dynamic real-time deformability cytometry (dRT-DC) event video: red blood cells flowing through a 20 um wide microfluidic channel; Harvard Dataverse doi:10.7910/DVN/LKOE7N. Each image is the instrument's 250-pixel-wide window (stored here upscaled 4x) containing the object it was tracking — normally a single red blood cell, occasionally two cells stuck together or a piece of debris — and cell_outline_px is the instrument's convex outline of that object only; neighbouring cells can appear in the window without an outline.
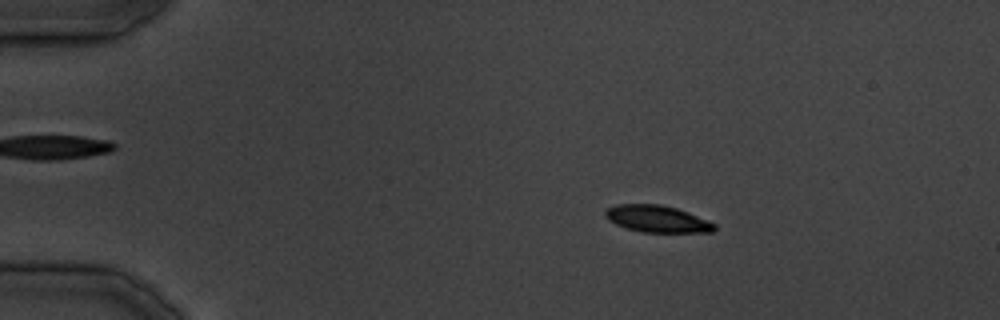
{"species": "common noctule bat (a hibernating species)", "species_latin": "Nyctalus noctula", "temperature_condition": "cold", "stored_images_in_passage": 31, "camera_frame_rate_fps": 3000, "um_per_image_px": 0.085, "animal": {"sex": "male", "body_mass_g": 19.5, "forearm_length_mm": 54.6}, "frame": {"image": 1, "passage_image": 1, "time_ms": 0.0, "image_size_px": [1000, 320], "cell_outline_px": [[716, 228], [712, 232], [640, 232], [616, 224], [608, 220], [604, 216], [604, 212], [608, 208], [616, 204], [660, 204], [676, 208], [688, 212], [708, 220], [716, 224]], "centroid_in_image_um": [55.85, 18.6], "position_along_channel_um": 29.1, "area_um2": 17.11}}
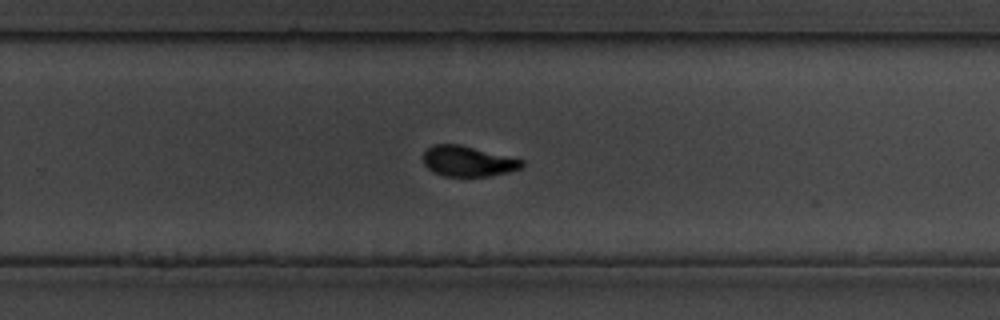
{"frame": {"image": 2, "passage_image": 19, "time_ms": 22.0, "image_size_px": [1000, 320], "cell_outline_px": [[524, 164], [520, 168], [508, 172], [488, 176], [444, 176], [432, 172], [424, 164], [424, 152], [432, 144], [460, 144], [524, 160]], "centroid_in_image_um": [39.75, 13.7], "position_along_channel_um": 290.0, "area_um2": 17.46}}
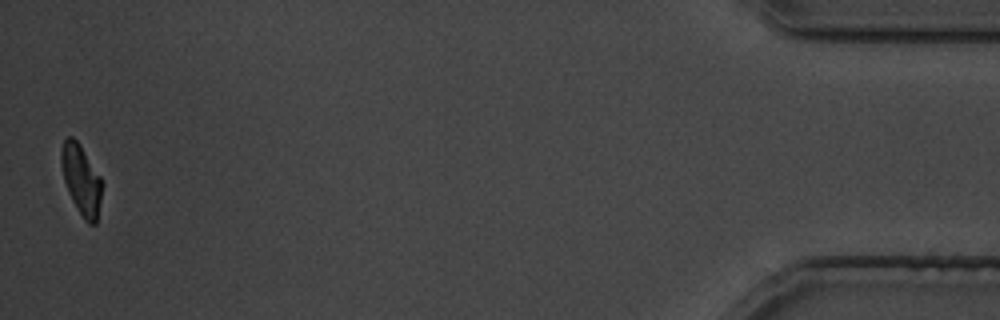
{"frame": {"image": 3, "passage_image": 31, "time_ms": 36.667, "image_size_px": [1000, 320], "cell_outline_px": [[100, 200], [96, 224], [88, 224], [84, 220], [76, 208], [68, 192], [64, 180], [60, 160], [60, 152], [64, 140], [68, 136], [72, 136], [80, 144], [100, 176]], "centroid_in_image_um": [6.87, 15.27], "position_along_channel_um": 428.3, "area_um2": 16.36}}